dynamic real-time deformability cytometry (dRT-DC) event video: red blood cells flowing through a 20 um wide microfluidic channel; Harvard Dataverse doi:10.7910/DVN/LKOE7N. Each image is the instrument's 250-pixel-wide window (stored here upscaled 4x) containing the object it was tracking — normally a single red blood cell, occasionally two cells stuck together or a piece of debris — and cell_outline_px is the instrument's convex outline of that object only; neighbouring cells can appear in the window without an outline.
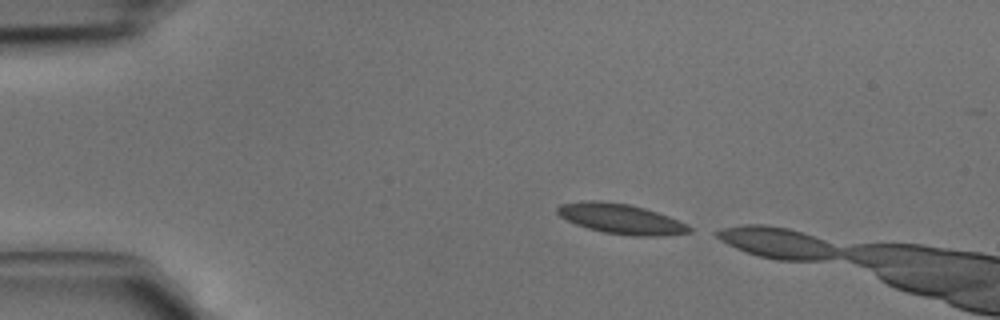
{"species": "common noctule bat (a hibernating species)", "species_latin": "Nyctalus noctula", "temperature_condition": "cold", "stored_images_in_passage": 2, "camera_frame_rate_fps": 3000, "um_per_image_px": 0.085, "animal": {"sex": "male", "body_mass_g": 15.6}, "frame": {"image": 1, "passage_image": 1, "time_ms": 0.0, "image_size_px": [1000, 320], "cell_outline_px": [[692, 232], [664, 236], [632, 236], [604, 232], [588, 228], [576, 224], [560, 216], [556, 212], [556, 208], [560, 204], [584, 200], [600, 200], [628, 204], [644, 208], [668, 216], [688, 224], [692, 228]], "centroid_in_image_um": [52.79, 18.6], "position_along_channel_um": 32.2, "area_um2": 23.18}}